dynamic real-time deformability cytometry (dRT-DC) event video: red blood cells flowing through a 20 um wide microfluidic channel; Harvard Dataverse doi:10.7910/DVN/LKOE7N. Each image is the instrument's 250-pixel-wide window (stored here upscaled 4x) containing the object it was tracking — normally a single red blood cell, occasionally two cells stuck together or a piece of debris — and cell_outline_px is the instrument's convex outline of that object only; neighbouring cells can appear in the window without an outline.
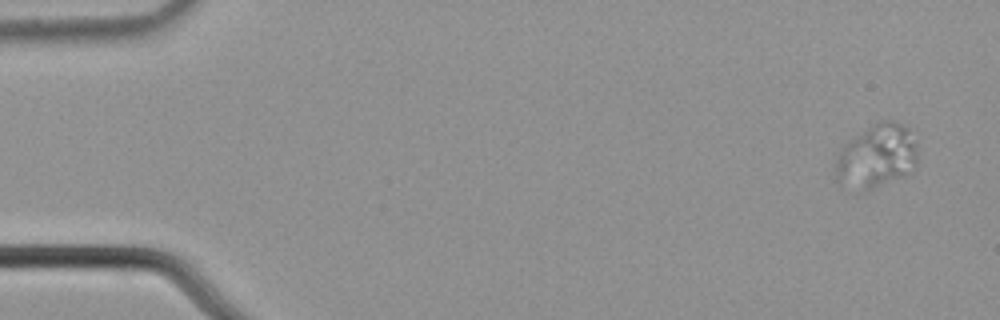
{"species": "common noctule bat (a hibernating species)", "species_latin": "Nyctalus noctula", "temperature_condition": "cold", "stored_images_in_passage": 56, "camera_frame_rate_fps": 3000, "um_per_image_px": 0.085, "animal": {"sex": "male", "body_mass_g": 21.5, "forearm_length_mm": 52.0}, "frame": {"image": 1, "passage_image": 1, "time_ms": 0.0, "image_size_px": [1000, 320], "cell_outline_px": [[916, 164], [912, 172], [904, 176], [868, 192], [836, 180], [832, 176], [836, 160], [840, 148], [844, 144], [880, 120], [892, 120], [908, 128], [916, 140]], "centroid_in_image_um": [74.51, 13.3], "position_along_channel_um": 10.5, "area_um2": 30.58}}
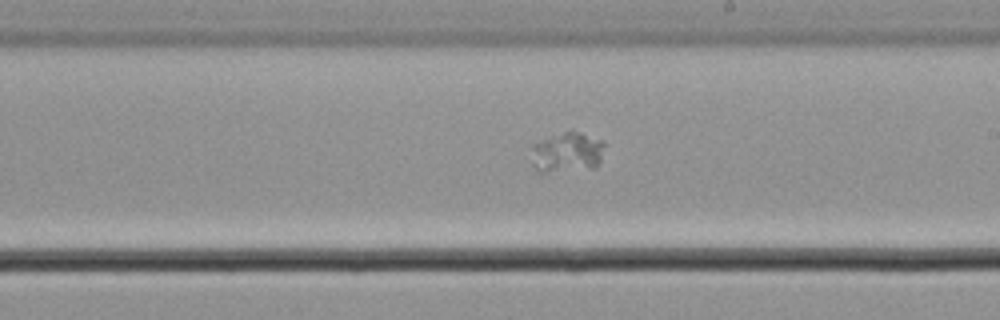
{"frame": {"image": 2, "passage_image": 32, "time_ms": 10.333, "image_size_px": [1000, 320], "cell_outline_px": [[604, 144], [600, 160], [596, 168], [544, 172], [540, 172], [532, 164], [532, 144], [572, 128], [600, 140]], "centroid_in_image_um": [48.2, 12.93], "position_along_channel_um": 240.8, "area_um2": 17.17}}
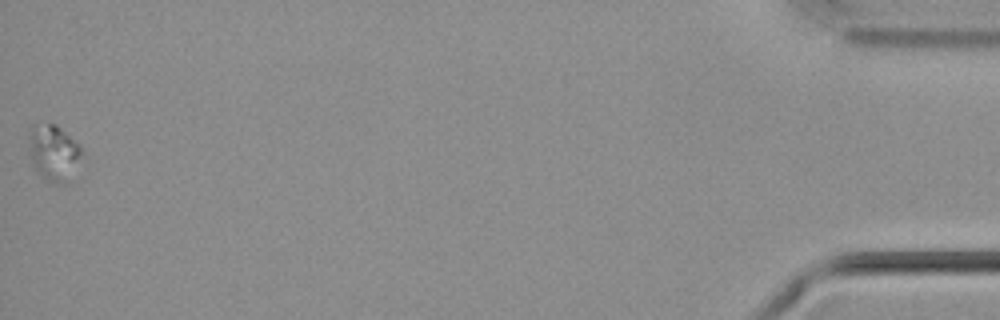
{"frame": {"image": 3, "passage_image": 56, "time_ms": 18.333, "image_size_px": [1000, 320], "cell_outline_px": [[80, 156], [60, 184], [52, 184], [40, 176], [36, 168], [32, 156], [28, 136], [32, 124], [56, 124], [80, 148]], "centroid_in_image_um": [4.46, 12.91], "position_along_channel_um": 430.7, "area_um2": 15.84}}